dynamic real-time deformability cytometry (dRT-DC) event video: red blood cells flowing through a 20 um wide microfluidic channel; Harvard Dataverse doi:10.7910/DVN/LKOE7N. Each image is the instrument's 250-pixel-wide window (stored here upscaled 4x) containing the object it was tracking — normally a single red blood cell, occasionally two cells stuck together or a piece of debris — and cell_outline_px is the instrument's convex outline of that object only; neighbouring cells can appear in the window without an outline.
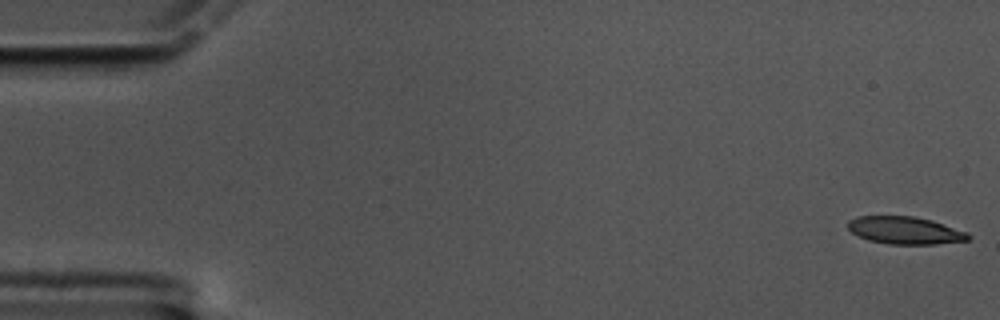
{"species": "common noctule bat (a hibernating species)", "species_latin": "Nyctalus noctula", "temperature_condition": "cold", "stored_images_in_passage": 60, "camera_frame_rate_fps": 3000, "um_per_image_px": 0.085, "animal": {"sex": "male", "body_mass_g": 17.5, "forearm_length_mm": 52.3}, "frame": {"image": 1, "passage_image": 1, "time_ms": 0.0, "image_size_px": [1000, 320], "cell_outline_px": [[972, 236], [968, 240], [936, 244], [888, 244], [868, 240], [852, 232], [848, 228], [848, 220], [856, 216], [912, 216], [932, 220], [968, 232]], "centroid_in_image_um": [76.94, 19.58], "position_along_channel_um": 8.1, "area_um2": 19.31}}
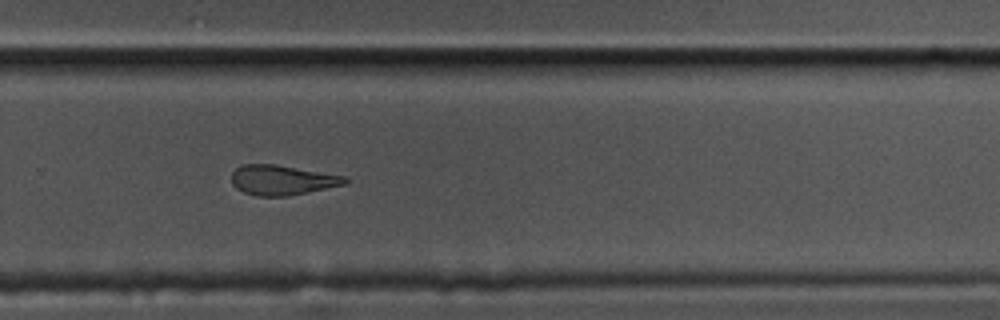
{"frame": {"image": 2, "passage_image": 40, "time_ms": 13.0, "image_size_px": [1000, 320], "cell_outline_px": [[348, 180], [344, 184], [288, 196], [256, 196], [244, 192], [236, 188], [232, 184], [232, 172], [236, 168], [244, 164], [276, 164], [348, 176]], "centroid_in_image_um": [23.97, 15.29], "position_along_channel_um": 305.8, "area_um2": 19.77}}
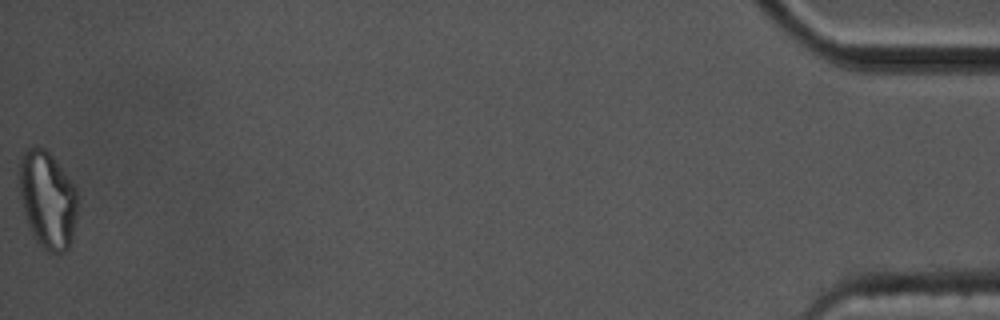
{"frame": {"image": 3, "passage_image": 60, "time_ms": 19.667, "image_size_px": [1000, 320], "cell_outline_px": [[76, 216], [72, 240], [68, 248], [64, 252], [48, 252], [32, 236], [24, 212], [20, 196], [16, 172], [20, 156], [28, 148], [36, 144], [44, 148], [52, 156], [68, 176], [76, 188]], "centroid_in_image_um": [3.99, 16.92], "position_along_channel_um": 431.2, "area_um2": 33.47}, "authors_computed_cell_mechanics": {"area_um2": 20.6635, "velocity_mm_per_s": 3.3539, "shape_relaxation_time_tau1_ms": null, "shape_relaxation_time_tau2_ms": 4.6618, "deformation_change_tau1": null, "deformation_change_tau2": 0.1174}}